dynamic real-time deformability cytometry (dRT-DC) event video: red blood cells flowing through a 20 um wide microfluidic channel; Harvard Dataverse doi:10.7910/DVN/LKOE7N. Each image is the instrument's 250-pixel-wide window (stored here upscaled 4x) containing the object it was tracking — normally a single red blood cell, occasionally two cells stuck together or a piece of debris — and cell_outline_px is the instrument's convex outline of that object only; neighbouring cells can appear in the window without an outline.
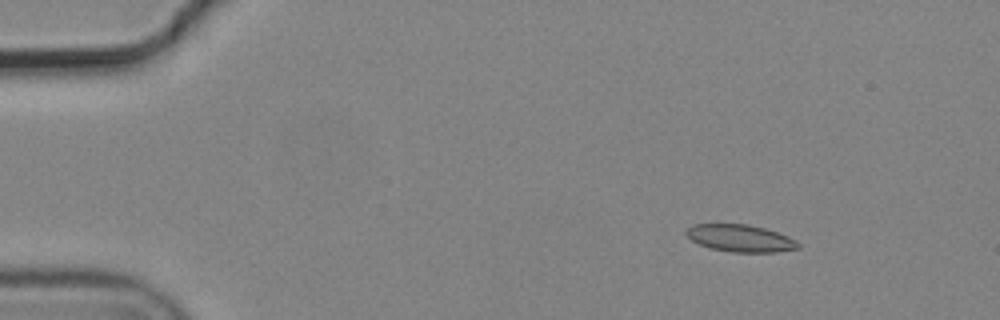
{"species": "common noctule bat (a hibernating species)", "species_latin": "Nyctalus noctula", "temperature_condition": "cold", "stored_images_in_passage": 3, "camera_frame_rate_fps": 3000, "um_per_image_px": 0.085, "animal": {"sex": "male", "body_mass_g": 19.2, "forearm_length_mm": 51.8}, "frame": {"image": 1, "passage_image": 2, "time_ms": 0.333, "image_size_px": [1000, 320], "cell_outline_px": [[800, 248], [776, 252], [732, 252], [712, 248], [700, 244], [692, 240], [684, 232], [692, 224], [748, 224], [764, 228], [788, 236], [796, 240], [800, 244]], "centroid_in_image_um": [62.95, 20.24], "position_along_channel_um": 22.1, "area_um2": 17.63}}